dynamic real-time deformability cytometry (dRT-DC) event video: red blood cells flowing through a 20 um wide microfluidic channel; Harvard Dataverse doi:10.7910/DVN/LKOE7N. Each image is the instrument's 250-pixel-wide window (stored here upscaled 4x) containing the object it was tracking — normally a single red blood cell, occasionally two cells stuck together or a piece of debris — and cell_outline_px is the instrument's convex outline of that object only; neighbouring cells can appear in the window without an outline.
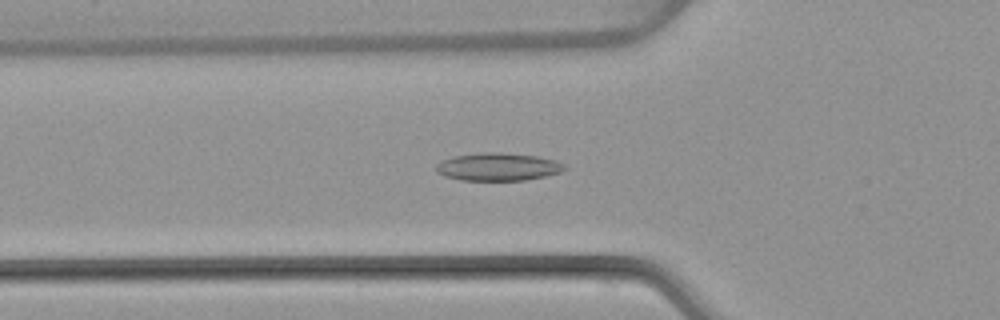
{"species": "common noctule bat (a hibernating species)", "species_latin": "Nyctalus noctula", "temperature_condition": "warm", "stored_images_in_passage": 39, "camera_frame_rate_fps": 3000, "um_per_image_px": 0.085, "animal": {"sex": "female", "body_mass_g": 22.7, "forearm_length_mm": 54.2}, "frame": {"image": 1, "passage_image": 6, "time_ms": 1.667, "image_size_px": [1000, 320], "cell_outline_px": [[568, 168], [560, 172], [544, 176], [524, 180], [460, 180], [444, 176], [436, 172], [436, 164], [452, 156], [476, 152], [500, 152], [536, 156], [556, 160], [564, 164]], "centroid_in_image_um": [42.31, 14.17], "position_along_channel_um": 83.5, "area_um2": 20.92}}
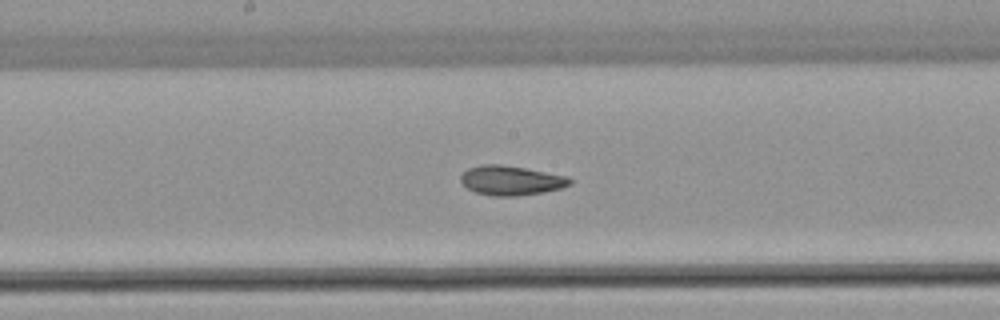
{"frame": {"image": 2, "passage_image": 15, "time_ms": 4.667, "image_size_px": [1000, 320], "cell_outline_px": [[572, 184], [560, 188], [544, 192], [516, 196], [492, 196], [476, 192], [468, 188], [460, 180], [460, 176], [468, 168], [480, 164], [500, 164], [524, 168], [568, 176], [572, 180]], "centroid_in_image_um": [43.44, 15.33], "position_along_channel_um": 204.8, "area_um2": 18.73}}
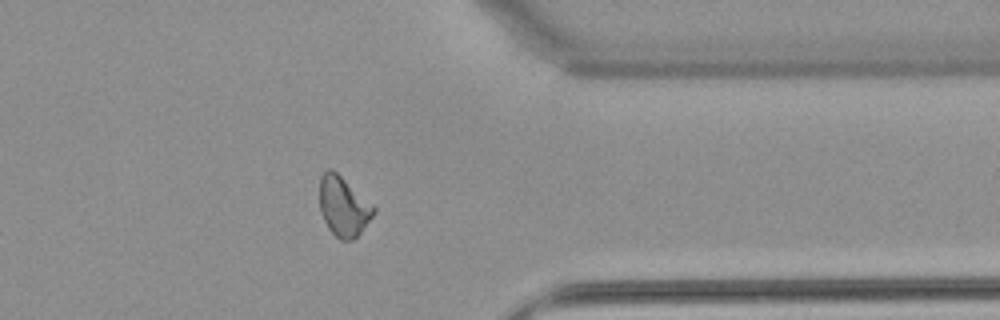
{"frame": {"image": 3, "passage_image": 29, "time_ms": 9.333, "image_size_px": [1000, 320], "cell_outline_px": [[376, 212], [360, 232], [352, 240], [340, 240], [328, 228], [320, 212], [320, 176], [328, 168], [332, 168], [372, 204], [376, 208]], "centroid_in_image_um": [29.18, 17.54], "position_along_channel_um": 382.2, "area_um2": 18.61}, "authors_computed_cell_mechanics": {"area_um2": 18.8428, "velocity_mm_per_s": 4.0248, "shape_relaxation_time_tau1_ms": null, "shape_relaxation_time_tau2_ms": 2.2678, "deformation_change_tau1": null, "deformation_change_tau2": 0.0707}}